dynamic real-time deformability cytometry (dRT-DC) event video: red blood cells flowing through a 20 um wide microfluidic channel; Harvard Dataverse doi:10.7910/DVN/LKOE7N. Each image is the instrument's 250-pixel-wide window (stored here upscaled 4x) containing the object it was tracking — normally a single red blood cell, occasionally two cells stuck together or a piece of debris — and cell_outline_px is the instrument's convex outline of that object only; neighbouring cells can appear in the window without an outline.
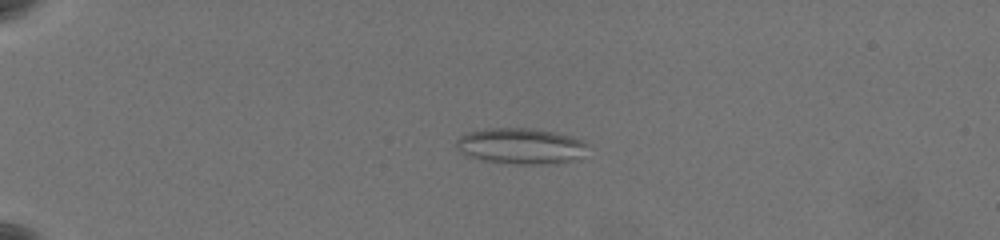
{"species": "common noctule bat (a hibernating species)", "species_latin": "Nyctalus noctula", "temperature_condition": "warm", "stored_images_in_passage": 57, "camera_frame_rate_fps": 3000, "um_per_image_px": 0.085, "animal": {"sex": "female", "body_mass_g": 19.5, "forearm_length_mm": 54.1}, "frame": {"image": 1, "passage_image": 13, "time_ms": 4.0, "image_size_px": [1000, 240], "cell_outline_px": [[588, 144], [580, 156], [572, 160], [532, 164], [516, 164], [484, 160], [468, 156], [456, 144], [456, 140], [460, 136], [468, 132], [488, 128], [520, 128], [548, 132], [568, 136], [580, 140]], "centroid_in_image_um": [44.2, 12.41], "position_along_channel_um": 40.8, "area_um2": 26.36}}
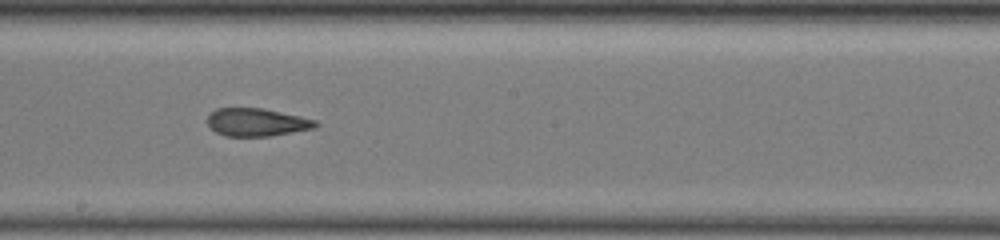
{"frame": {"image": 2, "passage_image": 34, "time_ms": 11.0, "image_size_px": [1000, 240], "cell_outline_px": [[320, 124], [316, 128], [268, 136], [224, 136], [216, 132], [208, 124], [208, 116], [216, 108], [264, 108], [300, 116], [316, 120]], "centroid_in_image_um": [21.85, 10.39], "position_along_channel_um": 226.4, "area_um2": 17.57}}
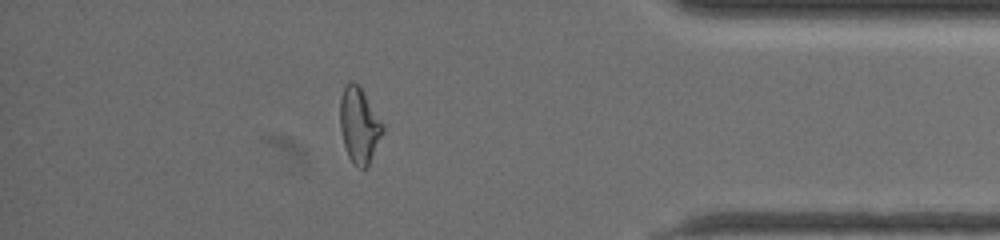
{"frame": {"image": 3, "passage_image": 51, "time_ms": 16.667, "image_size_px": [1000, 240], "cell_outline_px": [[384, 132], [368, 164], [364, 168], [360, 168], [348, 156], [344, 144], [340, 128], [340, 100], [344, 88], [348, 80], [352, 80], [360, 88], [384, 124]], "centroid_in_image_um": [30.53, 10.63], "position_along_channel_um": 404.7, "area_um2": 18.38}, "authors_computed_cell_mechanics": {"area_um2": 19.4786, "velocity_mm_per_s": 3.5768, "shape_relaxation_time_tau1_ms": null, "shape_relaxation_time_tau2_ms": 1.9557, "deformation_change_tau1": null, "deformation_change_tau2": 0.1033}}